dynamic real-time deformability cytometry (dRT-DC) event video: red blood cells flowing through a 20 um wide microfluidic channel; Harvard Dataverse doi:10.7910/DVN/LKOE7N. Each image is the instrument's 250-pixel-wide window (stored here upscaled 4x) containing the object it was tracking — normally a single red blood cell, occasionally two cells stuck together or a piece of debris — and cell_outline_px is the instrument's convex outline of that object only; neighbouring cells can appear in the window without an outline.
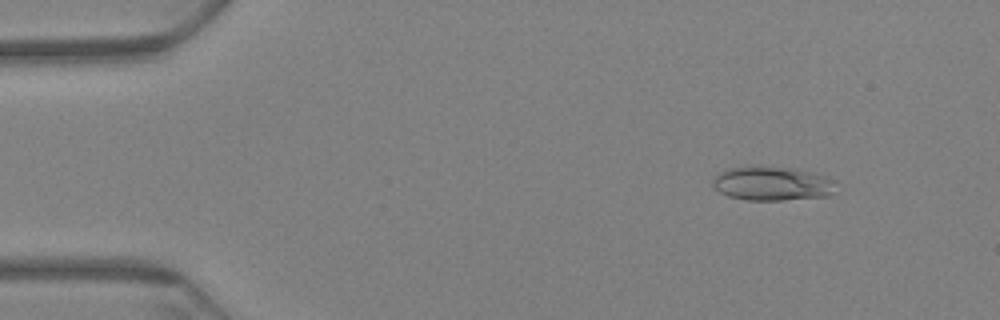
{"species": "Egyptian fruit bat (a non-hibernating species)", "species_latin": "Rousettus aegyptiacus", "temperature_condition": "warm", "stored_images_in_passage": 12, "camera_frame_rate_fps": 3000, "um_per_image_px": 0.085, "animal": {"sex": "female"}, "frame": {"image": 1, "passage_image": 7, "time_ms": 2.0, "image_size_px": [1000, 320], "cell_outline_px": [[836, 180], [832, 192], [828, 196], [784, 200], [748, 200], [728, 196], [720, 192], [712, 184], [712, 180], [720, 172], [728, 168], [752, 164], [756, 164], [796, 168], [812, 172]], "centroid_in_image_um": [65.61, 15.57], "position_along_channel_um": 19.4, "area_um2": 24.97}}